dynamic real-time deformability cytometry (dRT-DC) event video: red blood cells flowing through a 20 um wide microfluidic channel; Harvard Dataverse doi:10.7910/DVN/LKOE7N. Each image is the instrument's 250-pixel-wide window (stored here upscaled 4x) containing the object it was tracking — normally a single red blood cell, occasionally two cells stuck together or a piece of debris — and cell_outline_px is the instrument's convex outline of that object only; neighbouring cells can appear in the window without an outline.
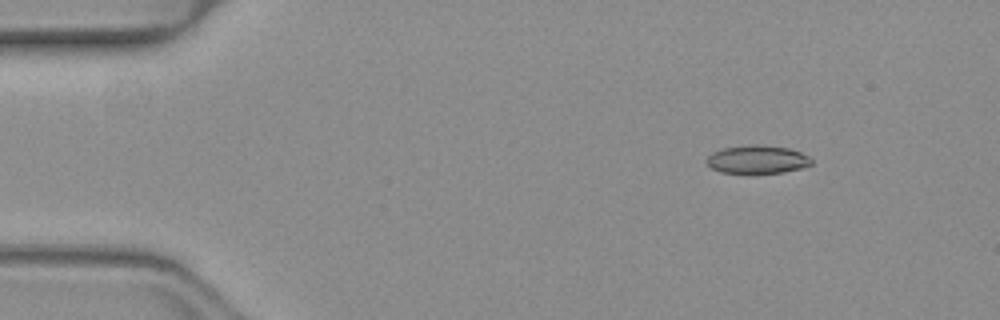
{"species": "common noctule bat (a hibernating species)", "species_latin": "Nyctalus noctula", "temperature_condition": "warm", "stored_images_in_passage": 47, "camera_frame_rate_fps": 3000, "um_per_image_px": 0.085, "animal": {"sex": "female", "body_mass_g": 19.3, "forearm_length_mm": 54.1}, "frame": {"image": 1, "passage_image": 3, "time_ms": 0.667, "image_size_px": [1000, 320], "cell_outline_px": [[812, 164], [804, 168], [784, 172], [748, 176], [720, 172], [712, 168], [708, 164], [708, 156], [712, 152], [724, 148], [752, 144], [756, 144], [788, 148], [800, 152], [808, 156], [812, 160]], "centroid_in_image_um": [64.38, 13.6], "position_along_channel_um": 20.6, "area_um2": 17.86}}
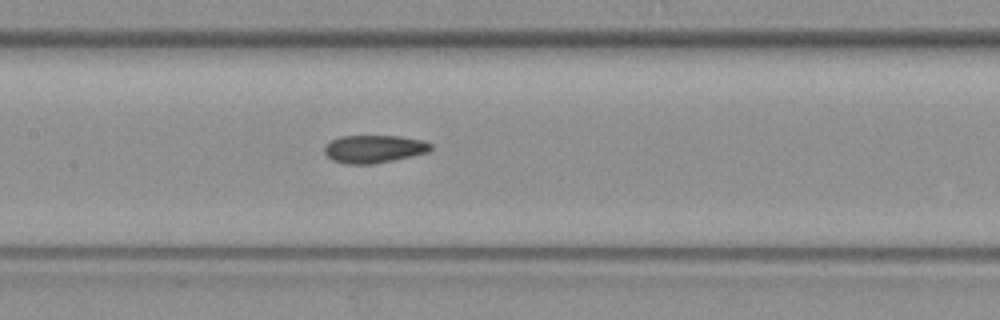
{"frame": {"image": 2, "passage_image": 21, "time_ms": 6.667, "image_size_px": [1000, 320], "cell_outline_px": [[432, 148], [428, 152], [412, 156], [376, 164], [344, 164], [332, 160], [324, 152], [324, 148], [332, 140], [340, 136], [396, 136], [424, 140], [432, 144]], "centroid_in_image_um": [31.8, 12.67], "position_along_channel_um": 175.6, "area_um2": 17.28}}
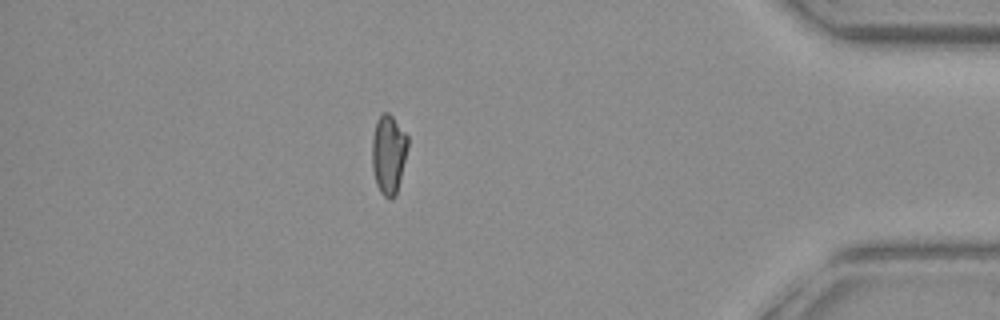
{"frame": {"image": 3, "passage_image": 41, "time_ms": 13.333, "image_size_px": [1000, 320], "cell_outline_px": [[408, 144], [400, 180], [396, 196], [392, 200], [388, 200], [380, 192], [376, 184], [372, 168], [372, 136], [376, 120], [384, 112], [388, 112], [392, 116], [408, 136]], "centroid_in_image_um": [33.01, 13.13], "position_along_channel_um": 402.2, "area_um2": 16.65}, "authors_computed_cell_mechanics": {"area_um2": 17.2244, "velocity_mm_per_s": 4.0678, "shape_relaxation_time_tau1_ms": null, "shape_relaxation_time_tau2_ms": 3.1965, "deformation_change_tau1": null, "deformation_change_tau2": 0.1029}}